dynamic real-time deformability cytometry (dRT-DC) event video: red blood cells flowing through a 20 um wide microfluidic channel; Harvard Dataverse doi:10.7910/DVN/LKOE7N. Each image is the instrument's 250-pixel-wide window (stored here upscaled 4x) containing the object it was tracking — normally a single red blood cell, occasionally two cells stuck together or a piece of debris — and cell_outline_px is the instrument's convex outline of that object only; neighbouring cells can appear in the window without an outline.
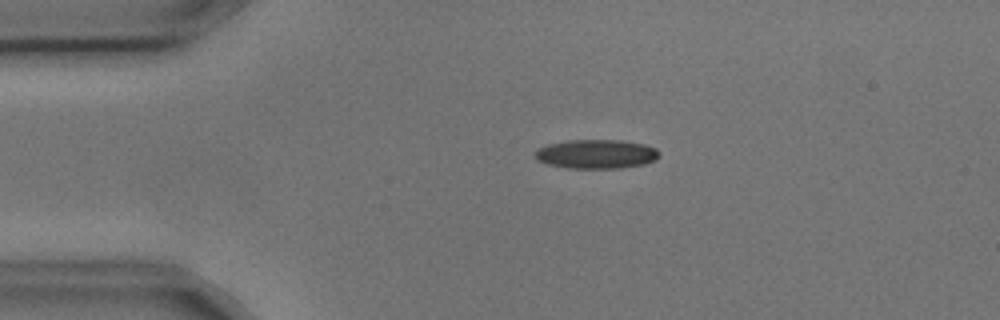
{"species": "common noctule bat (a hibernating species)", "species_latin": "Nyctalus noctula", "temperature_condition": "cold", "stored_images_in_passage": 10, "camera_frame_rate_fps": 3000, "um_per_image_px": 0.085, "animal": {"sex": "male", "body_mass_g": 17.9, "forearm_length_mm": 54.2}, "frame": {"image": 1, "passage_image": 1, "time_ms": 0.0, "image_size_px": [1000, 320], "cell_outline_px": [[660, 156], [656, 160], [644, 164], [620, 168], [568, 168], [548, 164], [536, 160], [536, 152], [540, 148], [548, 144], [568, 140], [620, 140], [644, 144], [656, 148], [660, 152]], "centroid_in_image_um": [50.73, 13.09], "position_along_channel_um": 34.3, "area_um2": 21.04}}
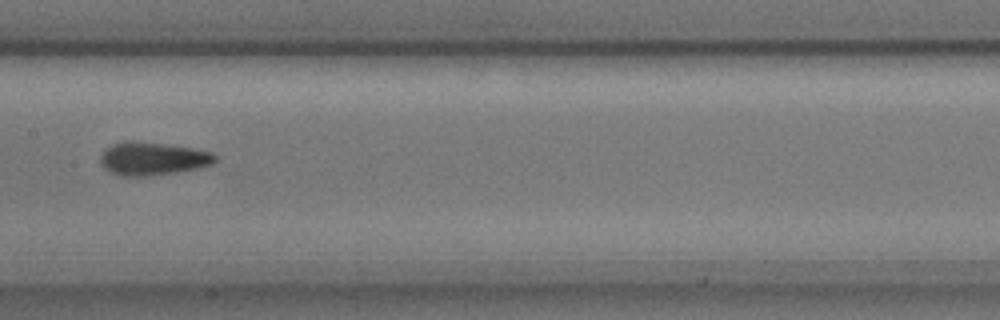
{"frame": {"image": 2, "passage_image": 5, "time_ms": 1.333, "image_size_px": [1000, 320], "cell_outline_px": [[216, 160], [212, 164], [196, 168], [176, 172], [144, 176], [124, 176], [112, 172], [104, 168], [100, 160], [100, 156], [112, 144], [164, 144], [192, 148], [212, 152], [216, 156]], "centroid_in_image_um": [13.03, 13.53], "position_along_channel_um": 194.4, "area_um2": 20.98}}
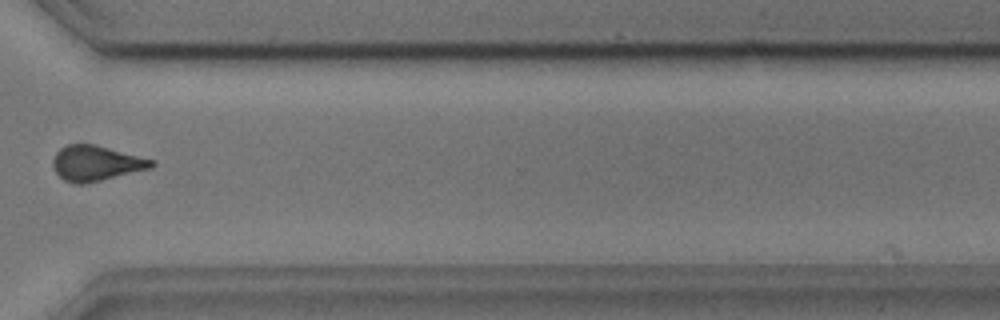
{"frame": {"image": 3, "passage_image": 9, "time_ms": 2.667, "image_size_px": [1000, 320], "cell_outline_px": [[156, 164], [152, 168], [84, 184], [76, 184], [64, 180], [56, 172], [52, 164], [52, 160], [56, 152], [60, 148], [68, 144], [96, 144], [156, 160]], "centroid_in_image_um": [8.19, 13.86], "position_along_channel_um": 362.4, "area_um2": 20.4}}